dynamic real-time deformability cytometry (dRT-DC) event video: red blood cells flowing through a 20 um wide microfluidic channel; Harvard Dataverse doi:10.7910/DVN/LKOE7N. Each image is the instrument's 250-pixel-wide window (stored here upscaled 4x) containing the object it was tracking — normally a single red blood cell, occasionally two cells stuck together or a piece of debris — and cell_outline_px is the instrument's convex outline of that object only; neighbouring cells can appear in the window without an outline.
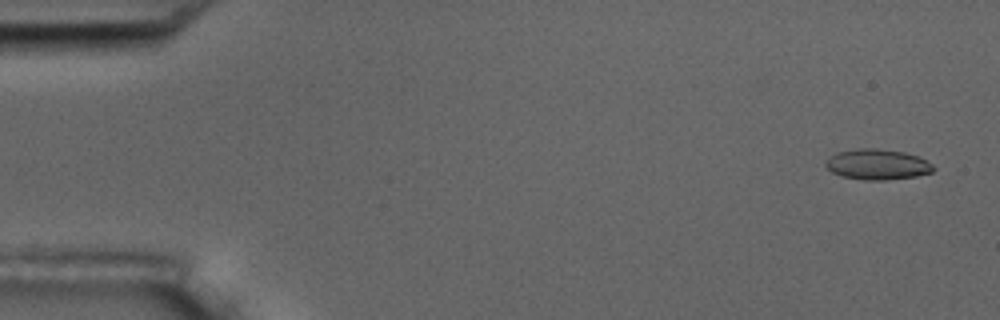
{"species": "common noctule bat (a hibernating species)", "species_latin": "Nyctalus noctula", "temperature_condition": "room temperature", "stored_images_in_passage": 49, "camera_frame_rate_fps": 3000, "um_per_image_px": 0.085, "animal": {"sex": "male", "body_mass_g": 17.5, "forearm_length_mm": 52.3}, "frame": {"image": 1, "passage_image": 1, "time_ms": 0.0, "image_size_px": [1000, 320], "cell_outline_px": [[936, 168], [932, 172], [916, 176], [884, 180], [864, 180], [844, 176], [832, 172], [824, 164], [824, 160], [836, 152], [856, 148], [876, 148], [904, 152], [916, 156], [932, 164]], "centroid_in_image_um": [74.54, 13.96], "position_along_channel_um": 10.5, "area_um2": 19.13}}
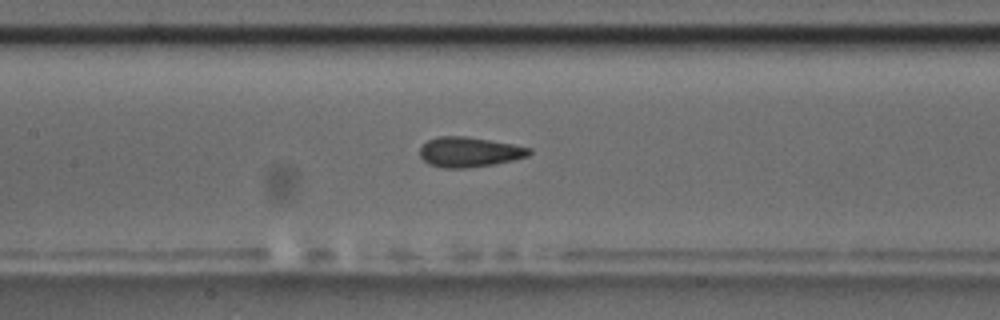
{"frame": {"image": 2, "passage_image": 25, "time_ms": 8.0, "image_size_px": [1000, 320], "cell_outline_px": [[532, 152], [528, 156], [512, 160], [492, 164], [468, 168], [444, 168], [428, 164], [420, 156], [420, 148], [428, 140], [436, 136], [468, 136], [512, 144], [532, 148]], "centroid_in_image_um": [39.88, 12.91], "position_along_channel_um": 167.5, "area_um2": 19.13}}
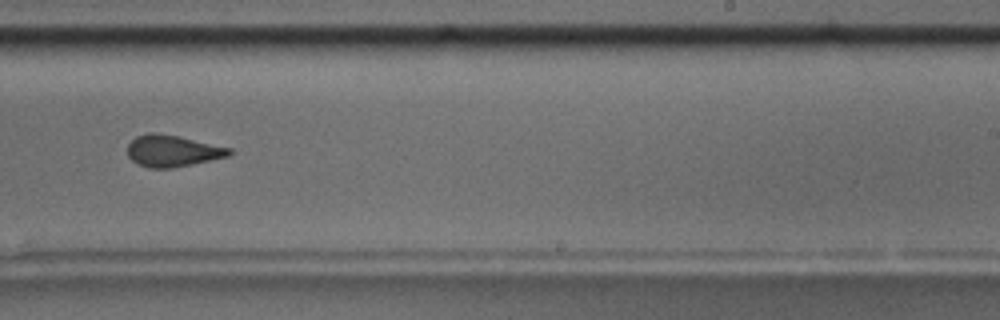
{"frame": {"image": 3, "passage_image": 34, "time_ms": 11.0, "image_size_px": [1000, 320], "cell_outline_px": [[232, 152], [228, 156], [172, 168], [148, 168], [132, 160], [128, 156], [128, 144], [136, 136], [148, 132], [156, 132], [180, 136], [232, 148]], "centroid_in_image_um": [14.65, 12.81], "position_along_channel_um": 274.3, "area_um2": 18.73}, "authors_computed_cell_mechanics": {"area_um2": 18.7272, "velocity_mm_per_s": 3.5734, "shape_relaxation_time_tau1_ms": 9.0034, "shape_relaxation_time_tau2_ms": 1.3497, "deformation_change_tau1": 0.1682, "deformation_change_tau2": 0.0896}}